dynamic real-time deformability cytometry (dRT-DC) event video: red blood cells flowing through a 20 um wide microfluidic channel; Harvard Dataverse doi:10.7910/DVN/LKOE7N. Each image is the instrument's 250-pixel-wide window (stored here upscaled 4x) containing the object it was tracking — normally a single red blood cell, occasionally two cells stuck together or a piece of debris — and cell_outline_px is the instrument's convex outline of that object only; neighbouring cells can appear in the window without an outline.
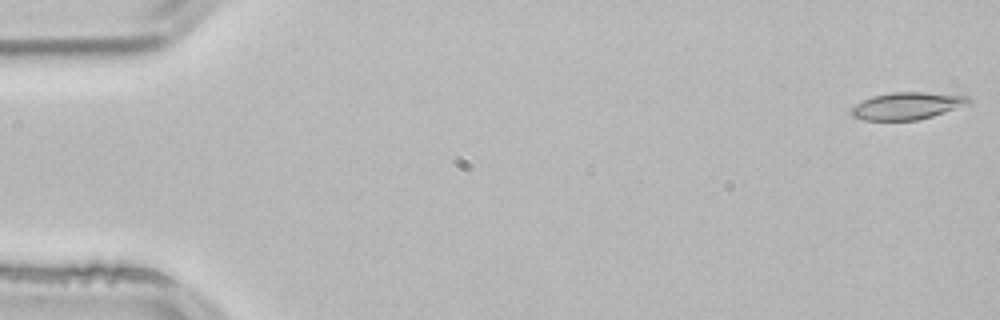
{"species": "common noctule bat (a hibernating species)", "species_latin": "Nyctalus noctula", "temperature_condition": "room temperature", "stored_images_in_passage": 3, "camera_frame_rate_fps": 3000, "um_per_image_px": 0.085, "animal": {"sex": "male", "body_mass_g": 21.5, "forearm_length_mm": 52.0}, "frame": {"image": 1, "passage_image": 1, "time_ms": 0.0, "image_size_px": [1000, 320], "cell_outline_px": [[972, 100], [968, 104], [932, 116], [916, 120], [864, 120], [852, 116], [848, 112], [856, 104], [872, 96], [892, 92], [924, 92], [968, 96]], "centroid_in_image_um": [77.07, 8.99], "position_along_channel_um": 7.9, "area_um2": 18.44}}
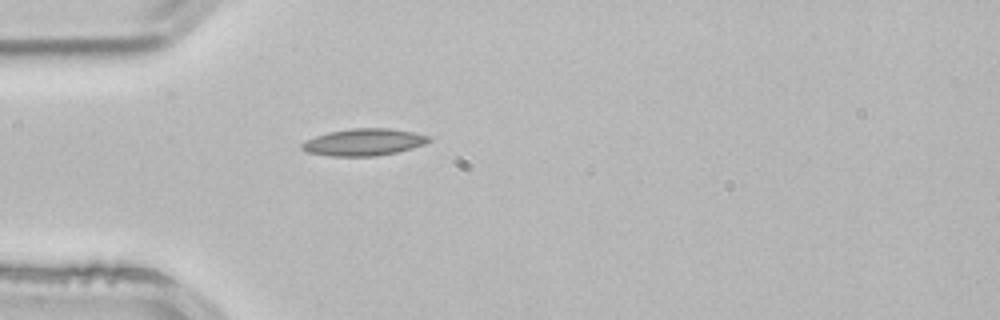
{"frame": {"image": 2, "passage_image": 3, "time_ms": 0.667, "image_size_px": [1000, 320], "cell_outline_px": [[432, 140], [424, 144], [412, 148], [396, 152], [376, 156], [328, 156], [308, 152], [300, 148], [300, 144], [304, 140], [328, 132], [352, 128], [388, 128], [416, 132], [432, 136]], "centroid_in_image_um": [30.93, 12.08], "position_along_channel_um": 54.1, "area_um2": 20.17}}